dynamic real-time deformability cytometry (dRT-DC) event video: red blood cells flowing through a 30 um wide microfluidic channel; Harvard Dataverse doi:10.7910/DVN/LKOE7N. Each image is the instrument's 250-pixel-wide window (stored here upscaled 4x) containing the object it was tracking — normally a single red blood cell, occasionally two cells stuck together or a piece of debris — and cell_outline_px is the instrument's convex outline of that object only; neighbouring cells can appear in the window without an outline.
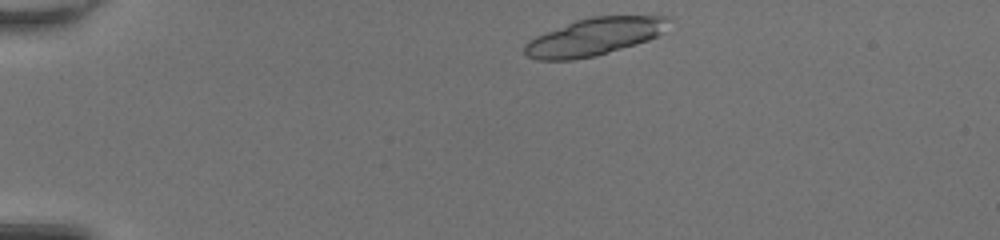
{"species": "common noctule bat (a hibernating species)", "species_latin": "Nyctalus noctula", "temperature_condition": "room temperature", "stored_images_in_passage": 17, "camera_frame_rate_fps": 3000, "um_per_image_px": 0.085, "animal": {"sex": "female", "body_mass_g": 20.0, "forearm_length_mm": 54.0}, "frame": {"image": 1, "passage_image": 1, "time_ms": 0.0, "image_size_px": [1000, 240], "cell_outline_px": [[668, 20], [664, 32], [648, 40], [636, 44], [596, 56], [572, 60], [536, 60], [528, 56], [524, 52], [524, 44], [528, 40], [536, 36], [576, 20], [592, 16], [668, 16]], "centroid_in_image_um": [50.49, 3.14], "position_along_channel_um": 34.5, "area_um2": 31.21}}